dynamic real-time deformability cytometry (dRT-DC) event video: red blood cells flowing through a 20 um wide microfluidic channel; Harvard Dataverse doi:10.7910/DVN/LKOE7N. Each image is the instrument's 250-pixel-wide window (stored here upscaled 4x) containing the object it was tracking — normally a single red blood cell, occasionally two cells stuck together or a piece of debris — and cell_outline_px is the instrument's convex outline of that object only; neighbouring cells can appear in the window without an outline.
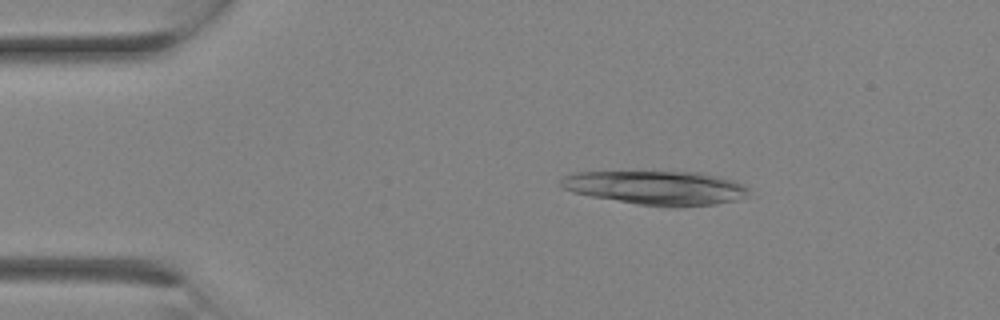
{"species": "Egyptian fruit bat (a non-hibernating species)", "species_latin": "Rousettus aegyptiacus", "temperature_condition": "room temperature", "stored_images_in_passage": 7, "camera_frame_rate_fps": 3000, "um_per_image_px": 0.085, "animal": {"sex": "female"}, "frame": {"image": 1, "passage_image": 4, "time_ms": 1.0, "image_size_px": [1000, 320], "cell_outline_px": [[748, 192], [736, 200], [716, 204], [672, 208], [636, 204], [592, 196], [572, 192], [564, 188], [560, 184], [560, 180], [564, 176], [576, 172], [700, 172], [732, 180], [744, 184], [748, 188]], "centroid_in_image_um": [55.78, 15.97], "position_along_channel_um": 29.2, "area_um2": 37.05}}